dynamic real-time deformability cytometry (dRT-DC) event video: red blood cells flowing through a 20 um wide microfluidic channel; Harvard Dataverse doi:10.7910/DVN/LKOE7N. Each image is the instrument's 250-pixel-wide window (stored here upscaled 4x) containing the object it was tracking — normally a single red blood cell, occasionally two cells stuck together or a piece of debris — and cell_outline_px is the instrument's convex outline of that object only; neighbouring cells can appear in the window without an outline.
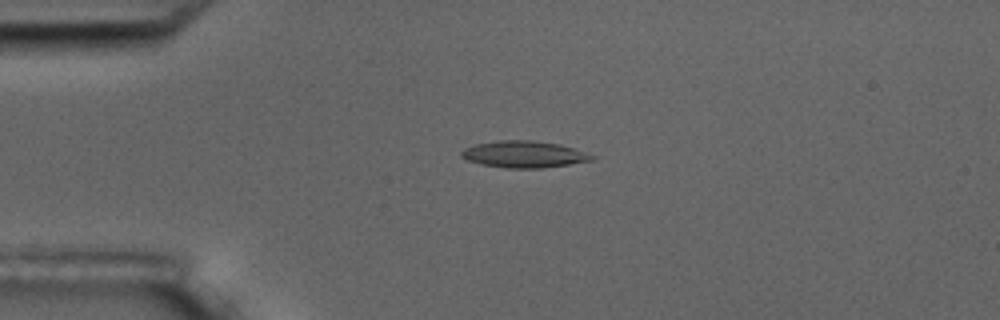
{"species": "common noctule bat (a hibernating species)", "species_latin": "Nyctalus noctula", "temperature_condition": "room temperature", "stored_images_in_passage": 5, "camera_frame_rate_fps": 3000, "um_per_image_px": 0.085, "animal": {"sex": "male", "body_mass_g": 17.5, "forearm_length_mm": 52.3}, "frame": {"image": 1, "passage_image": 4, "time_ms": 3.667, "image_size_px": [1000, 320], "cell_outline_px": [[596, 156], [592, 160], [568, 164], [540, 168], [504, 168], [480, 164], [468, 160], [460, 156], [460, 152], [464, 148], [476, 144], [500, 140], [532, 140], [560, 144]], "centroid_in_image_um": [44.5, 13.11], "position_along_channel_um": 40.5, "area_um2": 20.17}}